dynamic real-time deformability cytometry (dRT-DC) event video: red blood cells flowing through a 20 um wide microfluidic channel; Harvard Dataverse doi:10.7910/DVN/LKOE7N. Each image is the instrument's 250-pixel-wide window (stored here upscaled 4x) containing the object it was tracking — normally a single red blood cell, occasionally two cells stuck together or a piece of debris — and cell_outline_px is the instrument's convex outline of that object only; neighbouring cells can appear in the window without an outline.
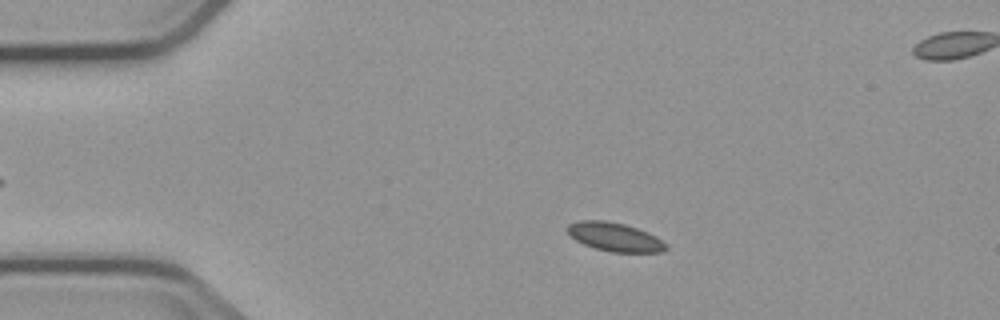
{"species": "common noctule bat (a hibernating species)", "species_latin": "Nyctalus noctula", "temperature_condition": "cold", "stored_images_in_passage": 5, "camera_frame_rate_fps": 3000, "um_per_image_px": 0.085, "animal": {"sex": "male", "body_mass_g": 23.1, "forearm_length_mm": 52.7}, "frame": {"image": 1, "passage_image": 2, "time_ms": 1.333, "image_size_px": [1000, 320], "cell_outline_px": [[668, 248], [664, 252], [612, 252], [596, 248], [584, 244], [576, 240], [568, 232], [568, 224], [580, 220], [604, 220], [624, 224], [648, 232], [656, 236], [668, 244]], "centroid_in_image_um": [52.31, 20.14], "position_along_channel_um": 32.7, "area_um2": 16.42}}
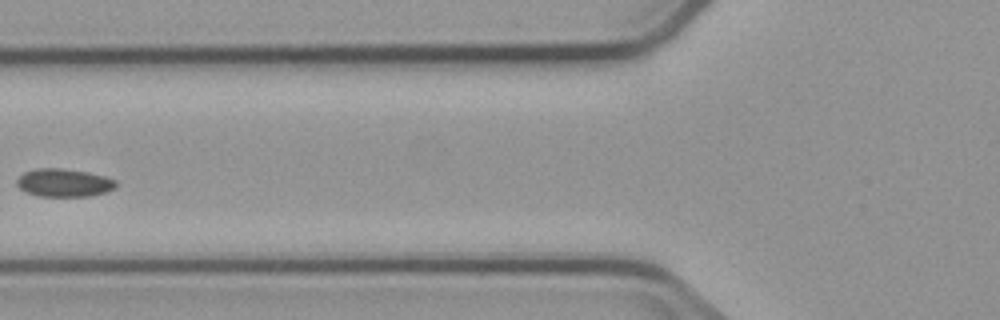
{"frame": {"image": 2, "passage_image": 5, "time_ms": 5.0, "image_size_px": [1000, 320], "cell_outline_px": [[116, 188], [108, 192], [92, 196], [36, 196], [24, 192], [16, 184], [16, 180], [24, 172], [36, 168], [60, 168], [88, 172], [104, 176], [116, 180]], "centroid_in_image_um": [5.44, 15.54], "position_along_channel_um": 120.4, "area_um2": 16.42}}